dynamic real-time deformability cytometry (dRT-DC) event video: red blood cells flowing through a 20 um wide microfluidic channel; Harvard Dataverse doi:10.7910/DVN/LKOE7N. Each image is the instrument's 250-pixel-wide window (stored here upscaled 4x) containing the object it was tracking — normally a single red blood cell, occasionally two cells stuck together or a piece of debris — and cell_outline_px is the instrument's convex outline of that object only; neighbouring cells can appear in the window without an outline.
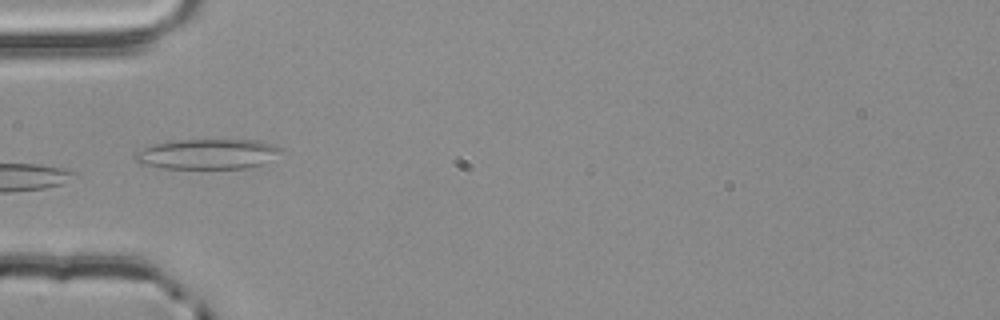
{"species": "common noctule bat (a hibernating species)", "species_latin": "Nyctalus noctula", "temperature_condition": "room temperature", "stored_images_in_passage": 2, "camera_frame_rate_fps": 3000, "um_per_image_px": 0.085, "animal": {"sex": "male", "body_mass_g": 20.4}, "frame": {"image": 1, "passage_image": 2, "time_ms": 0.333, "image_size_px": [1000, 320], "cell_outline_px": [[284, 148], [264, 164], [248, 168], [160, 168], [136, 164], [132, 156], [136, 152], [144, 148], [156, 144], [172, 140], [256, 140], [272, 144]], "centroid_in_image_um": [17.58, 13.1], "position_along_channel_um": 67.4, "area_um2": 25.72}}